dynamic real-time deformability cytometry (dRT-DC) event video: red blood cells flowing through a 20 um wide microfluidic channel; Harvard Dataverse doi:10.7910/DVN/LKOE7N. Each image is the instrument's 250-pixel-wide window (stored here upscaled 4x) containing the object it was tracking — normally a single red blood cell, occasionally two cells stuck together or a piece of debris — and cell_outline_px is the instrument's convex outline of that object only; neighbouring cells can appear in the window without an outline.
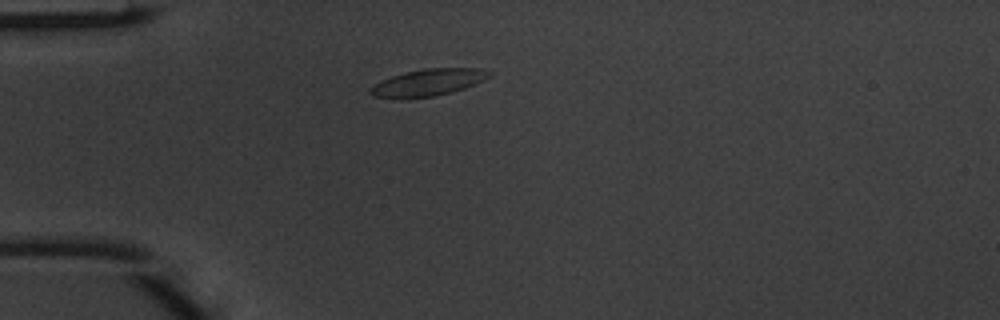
{"species": "common noctule bat (a hibernating species)", "species_latin": "Nyctalus noctula", "temperature_condition": "warm", "stored_images_in_passage": 2, "camera_frame_rate_fps": 3000, "um_per_image_px": 0.085, "animal": {"sex": "male", "body_mass_g": 20.1, "forearm_length_mm": 53.5}, "frame": {"image": 1, "passage_image": 1, "time_ms": 0.0, "image_size_px": [1000, 320], "cell_outline_px": [[492, 76], [484, 80], [464, 88], [452, 92], [436, 96], [404, 100], [392, 100], [372, 96], [368, 92], [368, 88], [372, 84], [380, 80], [404, 72], [428, 68], [484, 68], [492, 72]], "centroid_in_image_um": [36.31, 7.04], "position_along_channel_um": 48.7, "area_um2": 19.42}}